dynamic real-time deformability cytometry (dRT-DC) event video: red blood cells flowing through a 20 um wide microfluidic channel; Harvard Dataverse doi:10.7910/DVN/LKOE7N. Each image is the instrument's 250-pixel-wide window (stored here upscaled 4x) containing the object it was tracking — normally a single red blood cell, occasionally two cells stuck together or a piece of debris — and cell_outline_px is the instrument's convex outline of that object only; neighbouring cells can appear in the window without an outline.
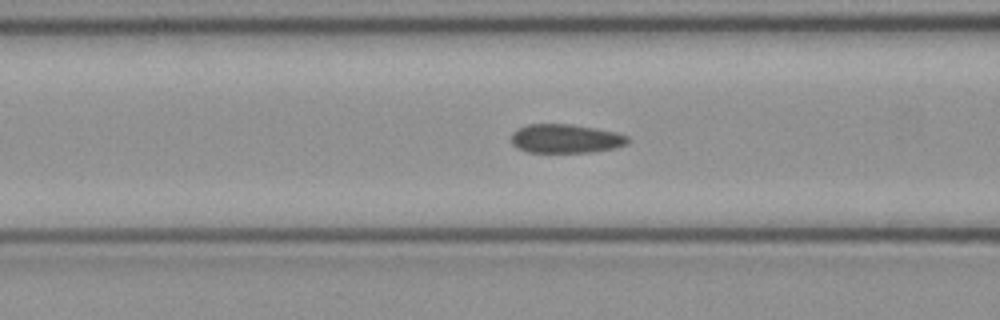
{"species": "common noctule bat (a hibernating species)", "species_latin": "Nyctalus noctula", "temperature_condition": "cold", "stored_images_in_passage": 33, "camera_frame_rate_fps": 3000, "um_per_image_px": 0.085, "animal": {"sex": "female", "body_mass_g": 21.9}, "frame": {"image": 1, "passage_image": 11, "time_ms": 3.333, "image_size_px": [1000, 320], "cell_outline_px": [[628, 144], [612, 148], [592, 152], [528, 152], [516, 148], [512, 144], [512, 132], [516, 128], [528, 124], [572, 124], [596, 128], [616, 132], [628, 136]], "centroid_in_image_um": [48.05, 11.77], "position_along_channel_um": 118.5, "area_um2": 19.71}}
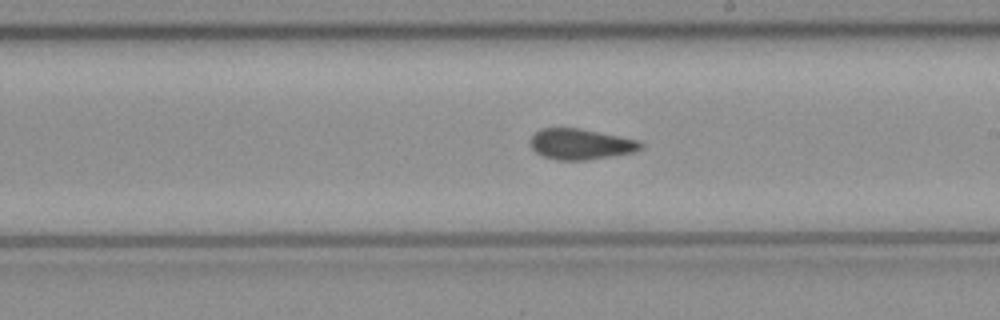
{"frame": {"image": 2, "passage_image": 20, "time_ms": 6.333, "image_size_px": [1000, 320], "cell_outline_px": [[644, 148], [636, 152], [588, 160], [556, 160], [544, 156], [536, 152], [532, 148], [532, 136], [540, 128], [580, 128], [640, 140], [644, 144]], "centroid_in_image_um": [49.43, 12.25], "position_along_channel_um": 239.6, "area_um2": 19.88}}
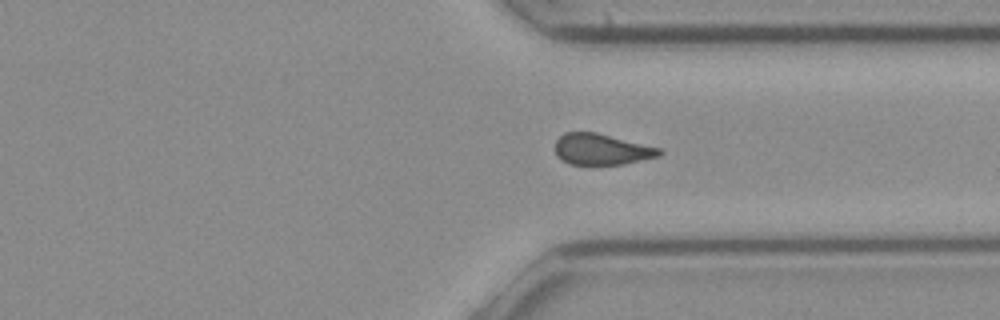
{"frame": {"image": 3, "passage_image": 29, "time_ms": 9.333, "image_size_px": [1000, 320], "cell_outline_px": [[664, 152], [660, 156], [624, 164], [568, 164], [560, 160], [556, 156], [556, 140], [564, 132], [596, 132], [660, 148]], "centroid_in_image_um": [51.12, 12.69], "position_along_channel_um": 360.3, "area_um2": 18.9}}